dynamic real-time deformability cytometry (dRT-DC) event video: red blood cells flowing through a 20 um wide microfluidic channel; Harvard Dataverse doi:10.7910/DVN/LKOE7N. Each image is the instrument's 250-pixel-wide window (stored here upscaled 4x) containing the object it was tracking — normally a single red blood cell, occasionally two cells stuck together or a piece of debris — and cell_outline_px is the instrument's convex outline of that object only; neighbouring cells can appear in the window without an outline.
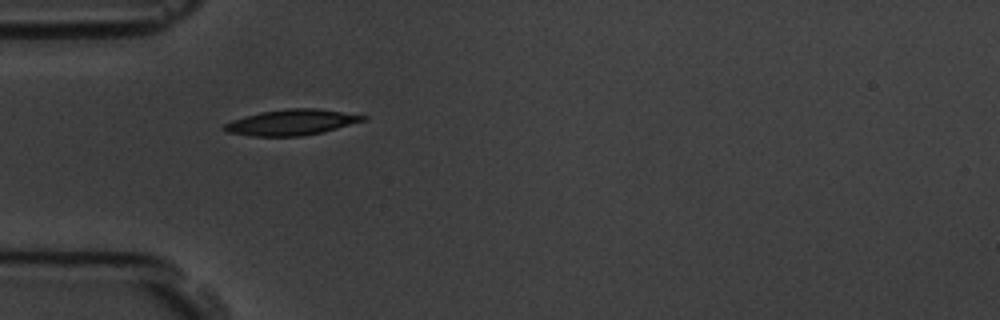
{"species": "common noctule bat (a hibernating species)", "species_latin": "Nyctalus noctula", "temperature_condition": "room temperature", "stored_images_in_passage": 2, "camera_frame_rate_fps": 3000, "um_per_image_px": 0.085, "animal": {"sex": "male", "body_mass_g": 19.5, "forearm_length_mm": 54.6}, "frame": {"image": 1, "passage_image": 1, "time_ms": 0.0, "image_size_px": [1000, 320], "cell_outline_px": [[368, 120], [324, 132], [300, 136], [252, 136], [228, 132], [220, 128], [224, 124], [232, 120], [244, 116], [260, 112], [288, 108], [316, 108], [368, 116]], "centroid_in_image_um": [24.8, 10.4], "position_along_channel_um": 60.2, "area_um2": 20.92}}
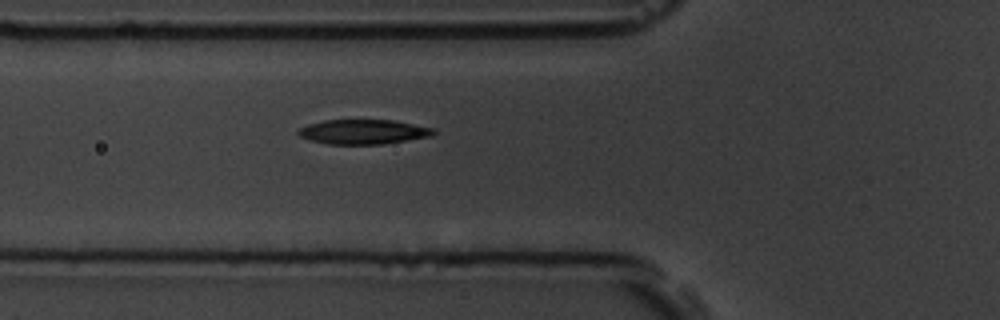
{"frame": {"image": 2, "passage_image": 2, "time_ms": 1.0, "image_size_px": [1000, 320], "cell_outline_px": [[436, 132], [432, 136], [384, 144], [328, 144], [312, 140], [300, 136], [296, 132], [300, 128], [308, 124], [324, 120], [392, 120], [436, 128]], "centroid_in_image_um": [30.92, 11.2], "position_along_channel_um": 94.9, "area_um2": 19.42}}